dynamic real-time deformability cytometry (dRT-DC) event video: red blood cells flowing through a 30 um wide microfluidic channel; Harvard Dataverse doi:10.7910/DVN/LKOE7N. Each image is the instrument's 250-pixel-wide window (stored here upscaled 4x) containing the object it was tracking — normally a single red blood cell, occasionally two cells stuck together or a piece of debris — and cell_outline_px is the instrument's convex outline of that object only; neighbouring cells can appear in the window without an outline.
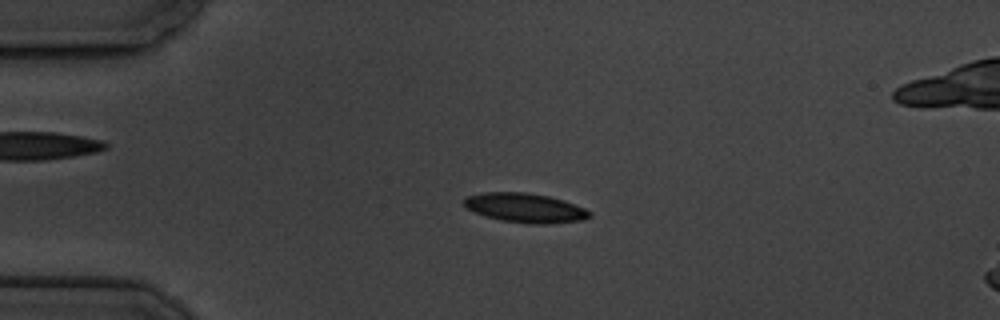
{"species": "common noctule bat (a hibernating species)", "species_latin": "Nyctalus noctula", "temperature_condition": "cold", "stored_images_in_passage": 5, "camera_frame_rate_fps": 3000, "um_per_image_px": 0.085, "animal": {"sex": "male", "body_mass_g": 19.5, "forearm_length_mm": 54.6}, "frame": {"image": 1, "passage_image": 3, "time_ms": 2.333, "image_size_px": [1000, 320], "cell_outline_px": [[592, 216], [584, 220], [548, 224], [528, 224], [500, 220], [484, 216], [464, 208], [464, 200], [468, 196], [484, 192], [528, 192], [548, 196], [564, 200], [584, 208], [592, 212]], "centroid_in_image_um": [44.65, 17.68], "position_along_channel_um": 40.4, "area_um2": 21.73}}